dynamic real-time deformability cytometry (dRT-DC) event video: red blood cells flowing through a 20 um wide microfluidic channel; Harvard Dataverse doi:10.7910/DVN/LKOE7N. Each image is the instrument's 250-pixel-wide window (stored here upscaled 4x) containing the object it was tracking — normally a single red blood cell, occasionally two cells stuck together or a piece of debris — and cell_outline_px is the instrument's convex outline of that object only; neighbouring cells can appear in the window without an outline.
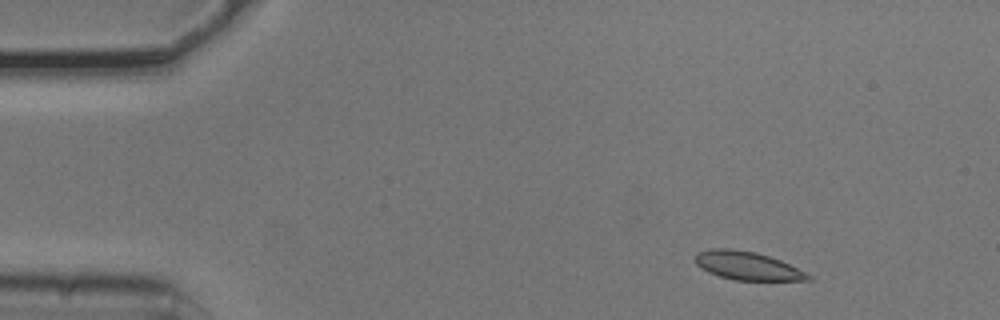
{"species": "common noctule bat (a hibernating species)", "species_latin": "Nyctalus noctula", "temperature_condition": "cold", "stored_images_in_passage": 52, "camera_frame_rate_fps": 3000, "um_per_image_px": 0.085, "animal": {"sex": "male", "body_mass_g": 20.5, "forearm_length_mm": 52.5}, "frame": {"image": 1, "passage_image": 5, "time_ms": 1.333, "image_size_px": [1000, 320], "cell_outline_px": [[812, 280], [736, 280], [720, 276], [708, 272], [696, 264], [696, 256], [700, 252], [712, 248], [732, 248], [756, 252], [780, 260], [812, 276]], "centroid_in_image_um": [63.52, 22.58], "position_along_channel_um": 21.5, "area_um2": 18.32}}
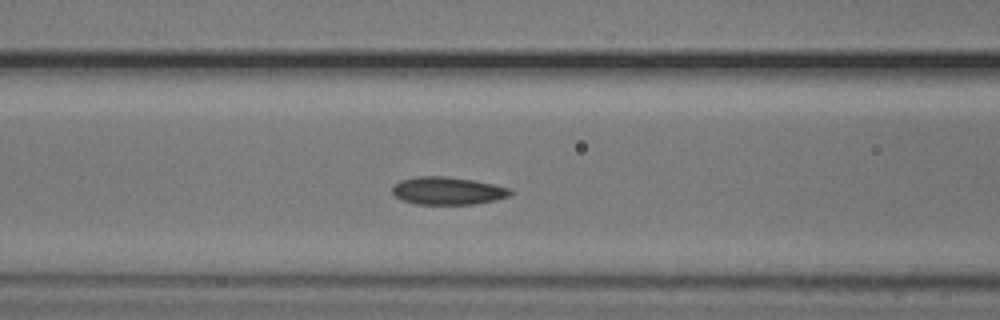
{"frame": {"image": 2, "passage_image": 20, "time_ms": 6.333, "image_size_px": [1000, 320], "cell_outline_px": [[512, 192], [508, 196], [496, 200], [472, 204], [416, 204], [404, 200], [396, 196], [392, 192], [392, 188], [400, 180], [416, 176], [444, 176], [472, 180], [512, 188]], "centroid_in_image_um": [38.06, 16.21], "position_along_channel_um": 128.5, "area_um2": 18.9}}
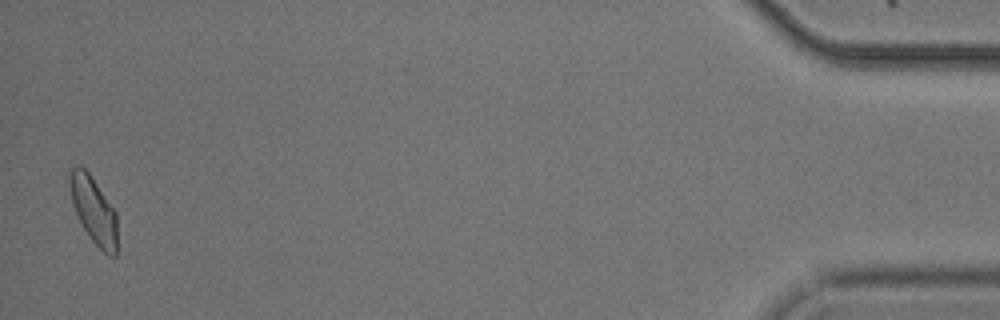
{"frame": {"image": 3, "passage_image": 51, "time_ms": 16.667, "image_size_px": [1000, 320], "cell_outline_px": [[116, 256], [108, 256], [92, 240], [84, 228], [72, 204], [68, 184], [68, 176], [72, 168], [76, 164], [84, 168], [88, 172], [116, 212]], "centroid_in_image_um": [7.93, 17.83], "position_along_channel_um": 427.3, "area_um2": 18.21}, "authors_computed_cell_mechanics": {"area_um2": 18.6983, "velocity_mm_per_s": 3.7683, "shape_relaxation_time_tau1_ms": 1.9356, "shape_relaxation_time_tau2_ms": 2.1919, "deformation_change_tau1": 0.0934, "deformation_change_tau2": 0.0738}}